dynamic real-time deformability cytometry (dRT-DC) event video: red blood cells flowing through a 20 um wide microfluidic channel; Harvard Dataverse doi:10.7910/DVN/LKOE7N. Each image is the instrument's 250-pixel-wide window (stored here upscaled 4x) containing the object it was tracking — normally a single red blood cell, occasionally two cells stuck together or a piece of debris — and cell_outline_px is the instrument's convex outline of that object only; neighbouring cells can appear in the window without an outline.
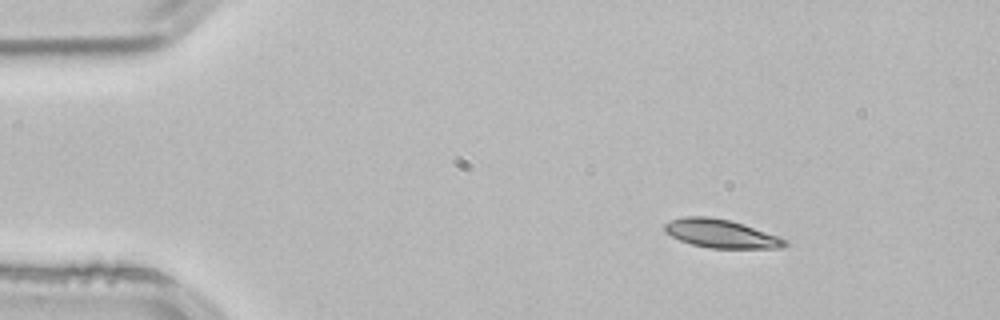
{"species": "common noctule bat (a hibernating species)", "species_latin": "Nyctalus noctula", "temperature_condition": "room temperature", "stored_images_in_passage": 3, "camera_frame_rate_fps": 3000, "um_per_image_px": 0.085, "animal": {"sex": "male", "body_mass_g": 21.5, "forearm_length_mm": 52.0}, "frame": {"image": 1, "passage_image": 1, "time_ms": 0.0, "image_size_px": [1000, 320], "cell_outline_px": [[788, 244], [780, 248], [708, 248], [692, 244], [680, 240], [664, 232], [664, 224], [672, 220], [684, 216], [708, 216], [732, 220], [744, 224], [788, 240]], "centroid_in_image_um": [61.28, 19.85], "position_along_channel_um": 23.7, "area_um2": 19.94}}
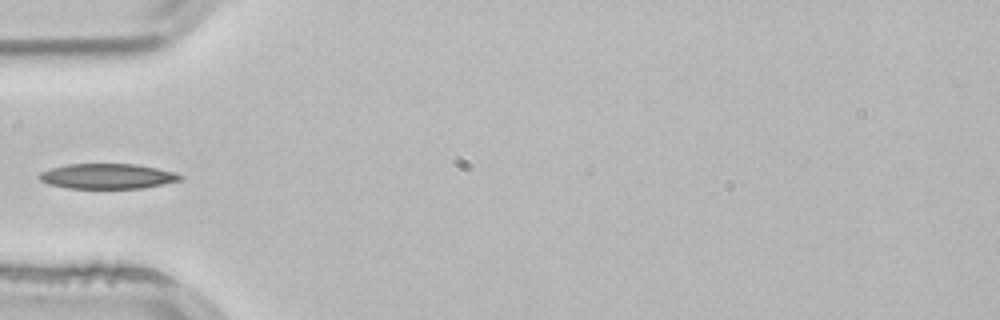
{"frame": {"image": 2, "passage_image": 3, "time_ms": 0.667, "image_size_px": [1000, 320], "cell_outline_px": [[184, 176], [180, 180], [164, 184], [144, 188], [68, 188], [48, 184], [40, 180], [40, 172], [52, 168], [68, 164], [136, 164], [176, 172]], "centroid_in_image_um": [9.16, 14.98], "position_along_channel_um": 75.8, "area_um2": 20.58}}